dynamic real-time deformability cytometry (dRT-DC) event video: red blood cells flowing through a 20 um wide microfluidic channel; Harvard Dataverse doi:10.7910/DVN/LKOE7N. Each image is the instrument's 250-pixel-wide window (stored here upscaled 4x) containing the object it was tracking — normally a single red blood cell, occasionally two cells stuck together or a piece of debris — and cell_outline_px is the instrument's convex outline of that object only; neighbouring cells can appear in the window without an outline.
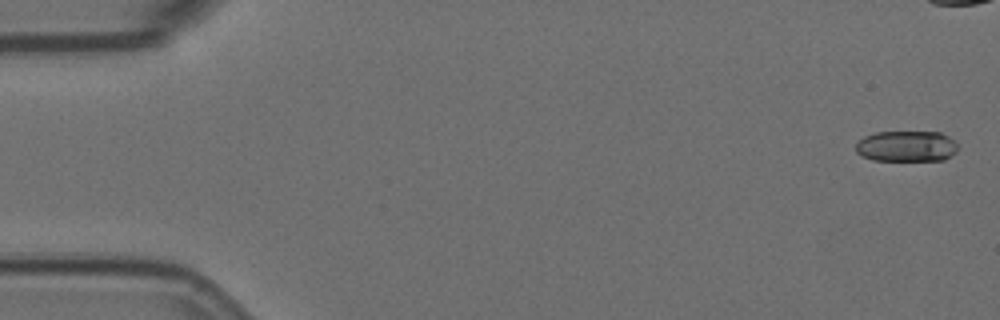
{"species": "Egyptian fruit bat (a non-hibernating species)", "species_latin": "Rousettus aegyptiacus", "temperature_condition": "room temperature", "stored_images_in_passage": 6, "camera_frame_rate_fps": 3000, "um_per_image_px": 0.085, "animal": {"sex": "female"}, "frame": {"image": 1, "passage_image": 1, "time_ms": 0.0, "image_size_px": [1000, 320], "cell_outline_px": [[956, 152], [944, 160], [872, 160], [860, 156], [856, 152], [856, 144], [864, 136], [876, 132], [940, 132], [956, 140]], "centroid_in_image_um": [77.04, 12.43], "position_along_channel_um": 8.0, "area_um2": 18.44}}
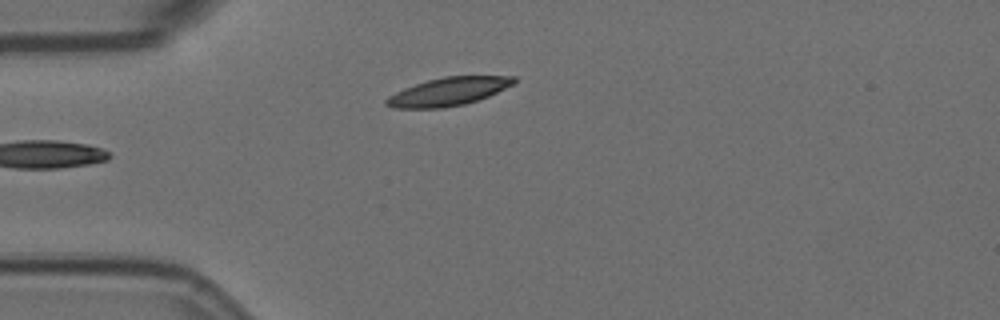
{"frame": {"image": 2, "passage_image": 6, "time_ms": 1.667, "image_size_px": [1000, 320], "cell_outline_px": [[516, 84], [488, 96], [464, 104], [444, 108], [392, 108], [384, 104], [384, 100], [388, 96], [404, 88], [428, 80], [444, 76], [516, 76]], "centroid_in_image_um": [38.12, 7.78], "position_along_channel_um": 46.9, "area_um2": 20.98}}